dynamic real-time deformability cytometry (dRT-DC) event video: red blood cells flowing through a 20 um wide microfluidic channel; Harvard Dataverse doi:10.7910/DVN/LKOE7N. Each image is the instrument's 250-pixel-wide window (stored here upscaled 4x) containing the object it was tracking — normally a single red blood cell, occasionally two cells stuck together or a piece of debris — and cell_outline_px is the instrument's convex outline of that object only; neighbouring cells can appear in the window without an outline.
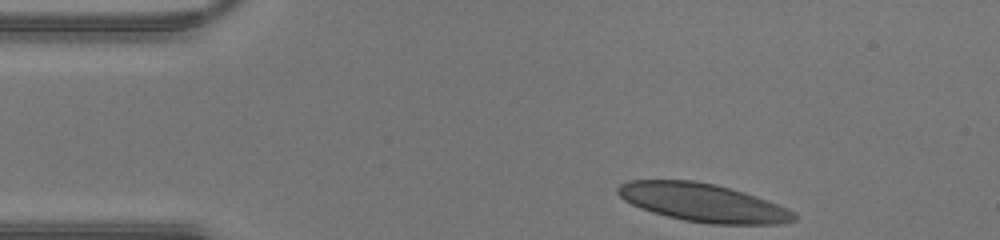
{"species": "human", "species_latin": "Homo sapiens", "temperature_condition": "warm", "stored_images_in_passage": 32, "camera_frame_rate_fps": 3000, "um_per_image_px": 0.085, "donor": {"sex": "male"}, "frame": {"image": 1, "passage_image": 1, "time_ms": 0.0, "image_size_px": [1000, 240], "cell_outline_px": [[796, 220], [780, 224], [712, 224], [684, 220], [652, 212], [640, 208], [624, 200], [616, 192], [616, 188], [620, 184], [628, 180], [692, 180], [716, 184], [744, 192], [756, 196], [788, 208], [796, 212]], "centroid_in_image_um": [59.75, 17.22], "position_along_channel_um": 25.2, "area_um2": 39.3}}
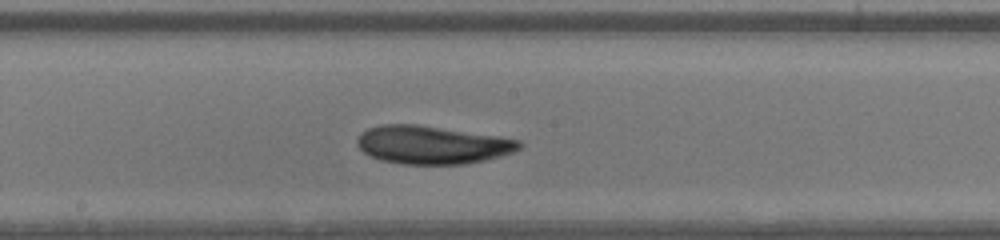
{"frame": {"image": 2, "passage_image": 18, "time_ms": 5.667, "image_size_px": [1000, 240], "cell_outline_px": [[524, 144], [520, 148], [512, 152], [500, 156], [484, 160], [464, 164], [404, 164], [380, 160], [364, 152], [356, 144], [356, 140], [360, 132], [368, 128], [380, 124], [416, 124], [500, 136], [520, 140]], "centroid_in_image_um": [36.72, 12.3], "position_along_channel_um": 211.5, "area_um2": 36.13}}
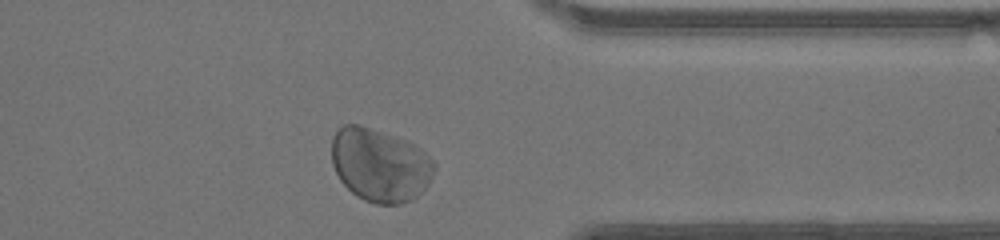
{"frame": {"image": 3, "passage_image": 30, "time_ms": 9.667, "image_size_px": [1000, 240], "cell_outline_px": [[436, 164], [432, 176], [428, 184], [412, 200], [400, 204], [376, 204], [364, 200], [356, 196], [340, 180], [332, 164], [332, 136], [344, 124], [360, 124], [408, 140], [416, 144]], "centroid_in_image_um": [32.29, 14.01], "position_along_channel_um": 379.1, "area_um2": 43.99}}